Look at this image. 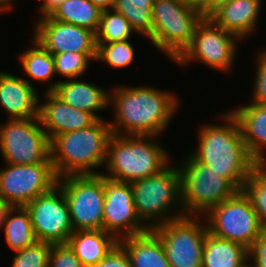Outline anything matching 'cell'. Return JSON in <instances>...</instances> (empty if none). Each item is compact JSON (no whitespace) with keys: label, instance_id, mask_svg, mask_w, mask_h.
<instances>
[{"label":"cell","instance_id":"cell-1","mask_svg":"<svg viewBox=\"0 0 266 267\" xmlns=\"http://www.w3.org/2000/svg\"><path fill=\"white\" fill-rule=\"evenodd\" d=\"M110 91L109 103L114 104L116 120L110 126L114 135H154L167 129L178 107V99L170 92L152 86L123 88ZM122 129L124 134L121 133Z\"/></svg>","mask_w":266,"mask_h":267},{"label":"cell","instance_id":"cell-2","mask_svg":"<svg viewBox=\"0 0 266 267\" xmlns=\"http://www.w3.org/2000/svg\"><path fill=\"white\" fill-rule=\"evenodd\" d=\"M221 117L227 123L225 126H202L197 151L191 156L241 191L260 163L248 151L236 117L230 111Z\"/></svg>","mask_w":266,"mask_h":267},{"label":"cell","instance_id":"cell-3","mask_svg":"<svg viewBox=\"0 0 266 267\" xmlns=\"http://www.w3.org/2000/svg\"><path fill=\"white\" fill-rule=\"evenodd\" d=\"M112 135L110 124L98 119L87 128L54 136L50 158L56 176L100 174L92 170L104 165Z\"/></svg>","mask_w":266,"mask_h":267},{"label":"cell","instance_id":"cell-4","mask_svg":"<svg viewBox=\"0 0 266 267\" xmlns=\"http://www.w3.org/2000/svg\"><path fill=\"white\" fill-rule=\"evenodd\" d=\"M154 135H112L104 166L108 174L101 175L116 181L131 183L162 171L169 163L165 149L157 144Z\"/></svg>","mask_w":266,"mask_h":267},{"label":"cell","instance_id":"cell-5","mask_svg":"<svg viewBox=\"0 0 266 267\" xmlns=\"http://www.w3.org/2000/svg\"><path fill=\"white\" fill-rule=\"evenodd\" d=\"M130 184L136 212L149 229L184 216L183 212L169 213L174 205H182L178 167L167 165L159 173Z\"/></svg>","mask_w":266,"mask_h":267},{"label":"cell","instance_id":"cell-6","mask_svg":"<svg viewBox=\"0 0 266 267\" xmlns=\"http://www.w3.org/2000/svg\"><path fill=\"white\" fill-rule=\"evenodd\" d=\"M182 167V168H181ZM179 166L181 210L184 216L202 215L221 202L233 197L239 190L210 167L192 156Z\"/></svg>","mask_w":266,"mask_h":267},{"label":"cell","instance_id":"cell-7","mask_svg":"<svg viewBox=\"0 0 266 267\" xmlns=\"http://www.w3.org/2000/svg\"><path fill=\"white\" fill-rule=\"evenodd\" d=\"M204 16L182 0H154L152 9L153 45L176 60L191 44L198 23Z\"/></svg>","mask_w":266,"mask_h":267},{"label":"cell","instance_id":"cell-8","mask_svg":"<svg viewBox=\"0 0 266 267\" xmlns=\"http://www.w3.org/2000/svg\"><path fill=\"white\" fill-rule=\"evenodd\" d=\"M205 216H208V232L239 243L246 249L252 246L263 231L251 200L243 190L211 208Z\"/></svg>","mask_w":266,"mask_h":267},{"label":"cell","instance_id":"cell-9","mask_svg":"<svg viewBox=\"0 0 266 267\" xmlns=\"http://www.w3.org/2000/svg\"><path fill=\"white\" fill-rule=\"evenodd\" d=\"M57 184L65 195L74 231L103 230L104 176L68 175L58 178Z\"/></svg>","mask_w":266,"mask_h":267},{"label":"cell","instance_id":"cell-10","mask_svg":"<svg viewBox=\"0 0 266 267\" xmlns=\"http://www.w3.org/2000/svg\"><path fill=\"white\" fill-rule=\"evenodd\" d=\"M7 122L0 126V150L6 163H52L50 140L39 117Z\"/></svg>","mask_w":266,"mask_h":267},{"label":"cell","instance_id":"cell-11","mask_svg":"<svg viewBox=\"0 0 266 267\" xmlns=\"http://www.w3.org/2000/svg\"><path fill=\"white\" fill-rule=\"evenodd\" d=\"M194 217H179L151 229L161 240L170 267H202L208 228Z\"/></svg>","mask_w":266,"mask_h":267},{"label":"cell","instance_id":"cell-12","mask_svg":"<svg viewBox=\"0 0 266 267\" xmlns=\"http://www.w3.org/2000/svg\"><path fill=\"white\" fill-rule=\"evenodd\" d=\"M240 38L218 26L210 17L198 23L191 44L175 60L178 64L199 60L212 69L228 71L233 65L236 40Z\"/></svg>","mask_w":266,"mask_h":267},{"label":"cell","instance_id":"cell-13","mask_svg":"<svg viewBox=\"0 0 266 267\" xmlns=\"http://www.w3.org/2000/svg\"><path fill=\"white\" fill-rule=\"evenodd\" d=\"M6 165L0 170V196L12 207H25L57 185L52 163Z\"/></svg>","mask_w":266,"mask_h":267},{"label":"cell","instance_id":"cell-14","mask_svg":"<svg viewBox=\"0 0 266 267\" xmlns=\"http://www.w3.org/2000/svg\"><path fill=\"white\" fill-rule=\"evenodd\" d=\"M25 207L37 241L52 245L68 243L74 228L65 195L58 184Z\"/></svg>","mask_w":266,"mask_h":267},{"label":"cell","instance_id":"cell-15","mask_svg":"<svg viewBox=\"0 0 266 267\" xmlns=\"http://www.w3.org/2000/svg\"><path fill=\"white\" fill-rule=\"evenodd\" d=\"M104 192L103 230L105 232L119 241L150 230L136 212L130 183L104 176ZM120 235L122 236L120 237Z\"/></svg>","mask_w":266,"mask_h":267},{"label":"cell","instance_id":"cell-16","mask_svg":"<svg viewBox=\"0 0 266 267\" xmlns=\"http://www.w3.org/2000/svg\"><path fill=\"white\" fill-rule=\"evenodd\" d=\"M34 39L51 54L75 52L97 54L96 34L90 29L40 17L36 23Z\"/></svg>","mask_w":266,"mask_h":267},{"label":"cell","instance_id":"cell-17","mask_svg":"<svg viewBox=\"0 0 266 267\" xmlns=\"http://www.w3.org/2000/svg\"><path fill=\"white\" fill-rule=\"evenodd\" d=\"M46 103L39 106V119L49 140L59 134L93 125L98 119L91 113L65 103L53 91L46 92Z\"/></svg>","mask_w":266,"mask_h":267},{"label":"cell","instance_id":"cell-18","mask_svg":"<svg viewBox=\"0 0 266 267\" xmlns=\"http://www.w3.org/2000/svg\"><path fill=\"white\" fill-rule=\"evenodd\" d=\"M38 101V93L30 81L0 72V105L9 113V119L39 117Z\"/></svg>","mask_w":266,"mask_h":267},{"label":"cell","instance_id":"cell-19","mask_svg":"<svg viewBox=\"0 0 266 267\" xmlns=\"http://www.w3.org/2000/svg\"><path fill=\"white\" fill-rule=\"evenodd\" d=\"M47 91H53L68 105L82 111L93 114L100 118L95 112L105 109L110 104V93L97 87L96 84L74 79L58 81L49 86Z\"/></svg>","mask_w":266,"mask_h":267},{"label":"cell","instance_id":"cell-20","mask_svg":"<svg viewBox=\"0 0 266 267\" xmlns=\"http://www.w3.org/2000/svg\"><path fill=\"white\" fill-rule=\"evenodd\" d=\"M261 0H230L209 17L222 29L243 40L256 27L261 9Z\"/></svg>","mask_w":266,"mask_h":267},{"label":"cell","instance_id":"cell-21","mask_svg":"<svg viewBox=\"0 0 266 267\" xmlns=\"http://www.w3.org/2000/svg\"><path fill=\"white\" fill-rule=\"evenodd\" d=\"M230 112L238 121L244 143L250 154L260 164H266L263 154L264 147H266V104L250 103Z\"/></svg>","mask_w":266,"mask_h":267},{"label":"cell","instance_id":"cell-22","mask_svg":"<svg viewBox=\"0 0 266 267\" xmlns=\"http://www.w3.org/2000/svg\"><path fill=\"white\" fill-rule=\"evenodd\" d=\"M125 249L131 267H170L159 237L149 231L119 240Z\"/></svg>","mask_w":266,"mask_h":267},{"label":"cell","instance_id":"cell-23","mask_svg":"<svg viewBox=\"0 0 266 267\" xmlns=\"http://www.w3.org/2000/svg\"><path fill=\"white\" fill-rule=\"evenodd\" d=\"M119 241L104 230L74 231L68 244L84 267L100 262Z\"/></svg>","mask_w":266,"mask_h":267},{"label":"cell","instance_id":"cell-24","mask_svg":"<svg viewBox=\"0 0 266 267\" xmlns=\"http://www.w3.org/2000/svg\"><path fill=\"white\" fill-rule=\"evenodd\" d=\"M248 249L210 232L204 241L202 267H247Z\"/></svg>","mask_w":266,"mask_h":267},{"label":"cell","instance_id":"cell-25","mask_svg":"<svg viewBox=\"0 0 266 267\" xmlns=\"http://www.w3.org/2000/svg\"><path fill=\"white\" fill-rule=\"evenodd\" d=\"M102 11L90 0H65L50 17L97 32Z\"/></svg>","mask_w":266,"mask_h":267},{"label":"cell","instance_id":"cell-26","mask_svg":"<svg viewBox=\"0 0 266 267\" xmlns=\"http://www.w3.org/2000/svg\"><path fill=\"white\" fill-rule=\"evenodd\" d=\"M17 212L18 215H13ZM7 245L14 251H19L34 244L37 239L34 234L31 217L26 207H12L3 225Z\"/></svg>","mask_w":266,"mask_h":267},{"label":"cell","instance_id":"cell-27","mask_svg":"<svg viewBox=\"0 0 266 267\" xmlns=\"http://www.w3.org/2000/svg\"><path fill=\"white\" fill-rule=\"evenodd\" d=\"M153 4L154 0H116L113 9L126 17L135 33L150 38L153 33Z\"/></svg>","mask_w":266,"mask_h":267},{"label":"cell","instance_id":"cell-28","mask_svg":"<svg viewBox=\"0 0 266 267\" xmlns=\"http://www.w3.org/2000/svg\"><path fill=\"white\" fill-rule=\"evenodd\" d=\"M33 48L19 56L23 71L33 80L47 82L55 76L53 55L35 39Z\"/></svg>","mask_w":266,"mask_h":267},{"label":"cell","instance_id":"cell-29","mask_svg":"<svg viewBox=\"0 0 266 267\" xmlns=\"http://www.w3.org/2000/svg\"><path fill=\"white\" fill-rule=\"evenodd\" d=\"M132 32H135L121 13L114 9L104 10L101 13L100 24L96 34V44L119 42L129 40Z\"/></svg>","mask_w":266,"mask_h":267},{"label":"cell","instance_id":"cell-30","mask_svg":"<svg viewBox=\"0 0 266 267\" xmlns=\"http://www.w3.org/2000/svg\"><path fill=\"white\" fill-rule=\"evenodd\" d=\"M243 191L250 198L263 230H266V164H260L250 174Z\"/></svg>","mask_w":266,"mask_h":267},{"label":"cell","instance_id":"cell-31","mask_svg":"<svg viewBox=\"0 0 266 267\" xmlns=\"http://www.w3.org/2000/svg\"><path fill=\"white\" fill-rule=\"evenodd\" d=\"M134 48L126 41L97 44L96 60L104 61L113 68L129 66L134 59Z\"/></svg>","mask_w":266,"mask_h":267},{"label":"cell","instance_id":"cell-32","mask_svg":"<svg viewBox=\"0 0 266 267\" xmlns=\"http://www.w3.org/2000/svg\"><path fill=\"white\" fill-rule=\"evenodd\" d=\"M54 59L55 73L67 79L81 76L88 69L90 60H96L97 54H81L67 52L52 54Z\"/></svg>","mask_w":266,"mask_h":267},{"label":"cell","instance_id":"cell-33","mask_svg":"<svg viewBox=\"0 0 266 267\" xmlns=\"http://www.w3.org/2000/svg\"><path fill=\"white\" fill-rule=\"evenodd\" d=\"M52 244L36 241L34 244L16 251L12 267H48Z\"/></svg>","mask_w":266,"mask_h":267},{"label":"cell","instance_id":"cell-34","mask_svg":"<svg viewBox=\"0 0 266 267\" xmlns=\"http://www.w3.org/2000/svg\"><path fill=\"white\" fill-rule=\"evenodd\" d=\"M48 267H84L74 250L66 244H53Z\"/></svg>","mask_w":266,"mask_h":267},{"label":"cell","instance_id":"cell-35","mask_svg":"<svg viewBox=\"0 0 266 267\" xmlns=\"http://www.w3.org/2000/svg\"><path fill=\"white\" fill-rule=\"evenodd\" d=\"M258 55L257 63L258 68L256 70V79L254 84V92L251 103L266 104V50Z\"/></svg>","mask_w":266,"mask_h":267},{"label":"cell","instance_id":"cell-36","mask_svg":"<svg viewBox=\"0 0 266 267\" xmlns=\"http://www.w3.org/2000/svg\"><path fill=\"white\" fill-rule=\"evenodd\" d=\"M93 267H131V264L125 249L118 243Z\"/></svg>","mask_w":266,"mask_h":267},{"label":"cell","instance_id":"cell-37","mask_svg":"<svg viewBox=\"0 0 266 267\" xmlns=\"http://www.w3.org/2000/svg\"><path fill=\"white\" fill-rule=\"evenodd\" d=\"M253 258L254 266L251 267H266V230H263L260 236L254 241L248 249V257Z\"/></svg>","mask_w":266,"mask_h":267},{"label":"cell","instance_id":"cell-38","mask_svg":"<svg viewBox=\"0 0 266 267\" xmlns=\"http://www.w3.org/2000/svg\"><path fill=\"white\" fill-rule=\"evenodd\" d=\"M65 0H44L39 7L42 17L50 16Z\"/></svg>","mask_w":266,"mask_h":267},{"label":"cell","instance_id":"cell-39","mask_svg":"<svg viewBox=\"0 0 266 267\" xmlns=\"http://www.w3.org/2000/svg\"><path fill=\"white\" fill-rule=\"evenodd\" d=\"M187 6L194 8L207 17V1L208 0H182Z\"/></svg>","mask_w":266,"mask_h":267},{"label":"cell","instance_id":"cell-40","mask_svg":"<svg viewBox=\"0 0 266 267\" xmlns=\"http://www.w3.org/2000/svg\"><path fill=\"white\" fill-rule=\"evenodd\" d=\"M12 206L0 196V228L3 227L5 218Z\"/></svg>","mask_w":266,"mask_h":267},{"label":"cell","instance_id":"cell-41","mask_svg":"<svg viewBox=\"0 0 266 267\" xmlns=\"http://www.w3.org/2000/svg\"><path fill=\"white\" fill-rule=\"evenodd\" d=\"M230 0H208L207 1V17H209L220 6L228 3Z\"/></svg>","mask_w":266,"mask_h":267},{"label":"cell","instance_id":"cell-42","mask_svg":"<svg viewBox=\"0 0 266 267\" xmlns=\"http://www.w3.org/2000/svg\"><path fill=\"white\" fill-rule=\"evenodd\" d=\"M101 11L112 10L116 0H90Z\"/></svg>","mask_w":266,"mask_h":267},{"label":"cell","instance_id":"cell-43","mask_svg":"<svg viewBox=\"0 0 266 267\" xmlns=\"http://www.w3.org/2000/svg\"><path fill=\"white\" fill-rule=\"evenodd\" d=\"M11 1L12 0H0V13L5 10H11Z\"/></svg>","mask_w":266,"mask_h":267}]
</instances>
